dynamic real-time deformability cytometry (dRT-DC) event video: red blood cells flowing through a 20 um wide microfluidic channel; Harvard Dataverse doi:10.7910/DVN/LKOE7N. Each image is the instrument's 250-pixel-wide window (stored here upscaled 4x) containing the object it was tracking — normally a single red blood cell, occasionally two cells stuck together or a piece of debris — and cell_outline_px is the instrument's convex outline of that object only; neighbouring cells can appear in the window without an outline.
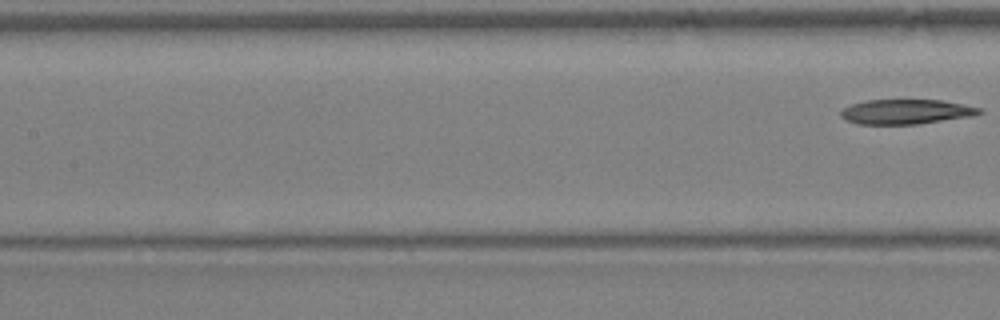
{"species": "Egyptian fruit bat (a non-hibernating species)", "species_latin": "Rousettus aegyptiacus", "temperature_condition": "warm", "stored_images_in_passage": 9, "segment_of_instrument_passage": [2, 2], "camera_frame_rate_fps": 3000, "um_per_image_px": 0.085, "animal": {"sex": "female"}, "frame": {"image": 1, "passage_image": 9, "time_ms": 1670.333, "image_size_px": [1000, 320], "cell_outline_px": [[984, 112], [976, 116], [920, 124], [856, 124], [844, 120], [840, 116], [840, 112], [844, 108], [852, 104], [868, 100], [944, 100], [964, 104], [980, 108]], "centroid_in_image_um": [77.06, 9.5], "position_along_channel_um": 130.3, "area_um2": 20.29}}